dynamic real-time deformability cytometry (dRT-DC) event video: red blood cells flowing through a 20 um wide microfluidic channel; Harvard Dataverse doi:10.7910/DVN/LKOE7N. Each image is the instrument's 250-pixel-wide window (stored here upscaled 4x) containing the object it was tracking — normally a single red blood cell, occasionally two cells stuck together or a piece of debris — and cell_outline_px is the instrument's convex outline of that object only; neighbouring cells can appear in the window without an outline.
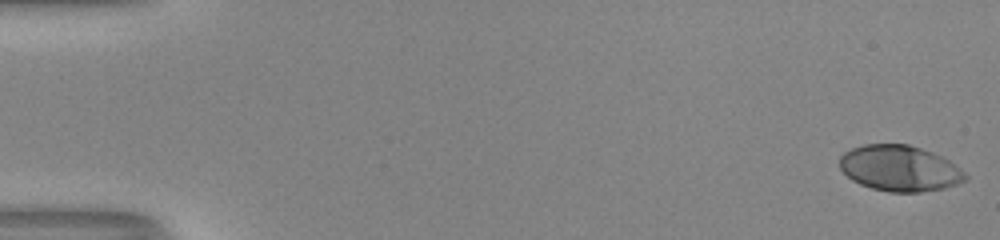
{"species": "human", "species_latin": "Homo sapiens", "temperature_condition": "room temperature", "stored_images_in_passage": 52, "camera_frame_rate_fps": 3000, "um_per_image_px": 0.085, "donor": {"sex": "male"}, "frame": {"image": 1, "passage_image": 1, "time_ms": 0.0, "image_size_px": [1000, 240], "cell_outline_px": [[968, 180], [944, 188], [920, 192], [888, 192], [872, 188], [860, 184], [852, 180], [840, 168], [840, 156], [844, 152], [852, 148], [864, 144], [908, 144], [932, 152], [948, 160], [960, 168], [968, 176]], "centroid_in_image_um": [76.47, 14.31], "position_along_channel_um": 8.5, "area_um2": 33.52}}
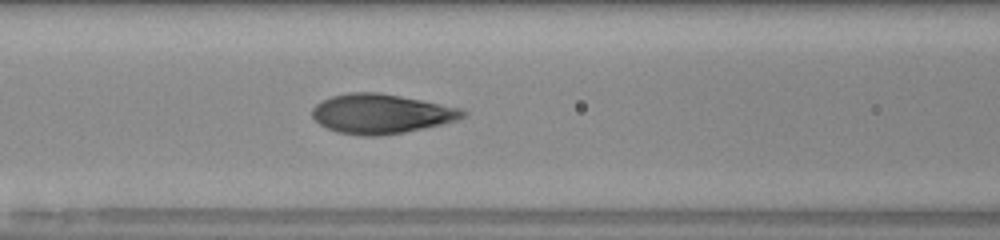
{"frame": {"image": 2, "passage_image": 23, "time_ms": 7.333, "image_size_px": [1000, 240], "cell_outline_px": [[468, 112], [464, 116], [456, 120], [440, 124], [404, 132], [376, 136], [360, 136], [336, 132], [320, 124], [312, 116], [312, 108], [316, 104], [332, 96], [348, 92], [376, 92], [400, 96], [460, 108]], "centroid_in_image_um": [32.36, 9.67], "position_along_channel_um": 134.2, "area_um2": 34.33}}
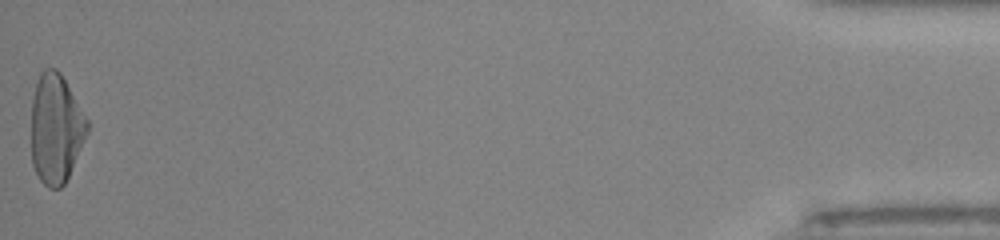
{"frame": {"image": 3, "passage_image": 52, "time_ms": 17.0, "image_size_px": [1000, 240], "cell_outline_px": [[88, 132], [68, 176], [64, 184], [60, 188], [48, 188], [40, 180], [32, 164], [32, 100], [36, 84], [40, 72], [44, 68], [56, 68], [60, 72], [88, 120]], "centroid_in_image_um": [4.74, 10.93], "position_along_channel_um": 430.5, "area_um2": 35.43}, "authors_computed_cell_mechanics": {"area_um2": 34.1598, "velocity_mm_per_s": 4.074, "shape_relaxation_time_tau1_ms": 6.5645, "shape_relaxation_time_tau2_ms": null, "deformation_change_tau1": 0.2841, "deformation_change_tau2": null}}